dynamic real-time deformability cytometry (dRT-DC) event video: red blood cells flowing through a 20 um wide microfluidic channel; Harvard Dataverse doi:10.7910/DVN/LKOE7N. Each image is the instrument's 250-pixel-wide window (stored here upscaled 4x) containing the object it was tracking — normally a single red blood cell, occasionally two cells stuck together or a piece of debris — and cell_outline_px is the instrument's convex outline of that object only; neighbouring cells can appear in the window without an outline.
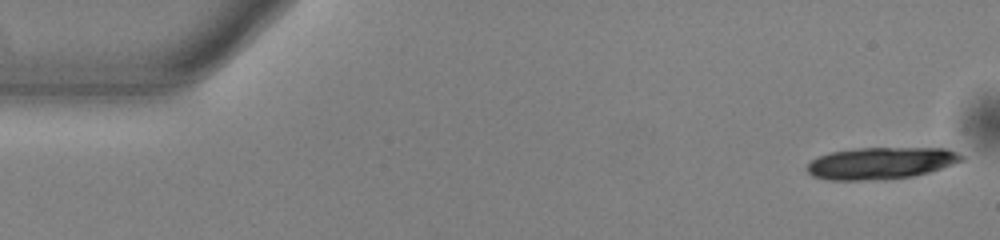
{"species": "common noctule bat (a hibernating species)", "species_latin": "Nyctalus noctula", "temperature_condition": "warm", "stored_images_in_passage": 14, "camera_frame_rate_fps": 3000, "um_per_image_px": 0.085, "animal": {"sex": "male", "body_mass_g": 13.0, "forearm_length_mm": 53.1}, "frame": {"image": 1, "passage_image": 1, "time_ms": 0.0, "image_size_px": [1000, 240], "cell_outline_px": [[964, 160], [928, 172], [912, 176], [860, 180], [828, 180], [812, 176], [808, 172], [808, 164], [812, 160], [820, 156], [832, 152], [860, 148], [944, 148], [956, 152], [964, 156]], "centroid_in_image_um": [74.87, 13.86], "position_along_channel_um": 10.1, "area_um2": 28.15}}